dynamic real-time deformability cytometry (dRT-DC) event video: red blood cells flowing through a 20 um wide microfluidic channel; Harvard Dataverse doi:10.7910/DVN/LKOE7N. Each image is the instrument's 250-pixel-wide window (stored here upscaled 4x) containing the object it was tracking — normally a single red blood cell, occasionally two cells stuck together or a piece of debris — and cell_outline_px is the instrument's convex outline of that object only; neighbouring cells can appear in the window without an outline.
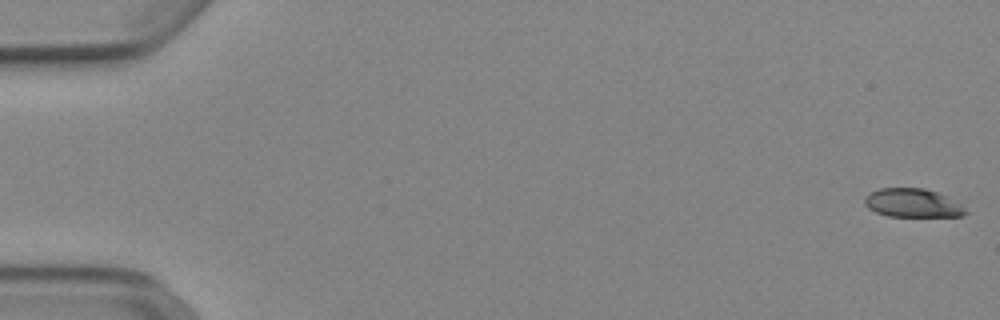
{"species": "Egyptian fruit bat (a non-hibernating species)", "species_latin": "Rousettus aegyptiacus", "temperature_condition": "cold", "stored_images_in_passage": 52, "camera_frame_rate_fps": 3000, "um_per_image_px": 0.085, "animal": {"sex": "female"}, "frame": {"image": 1, "passage_image": 1, "time_ms": 0.0, "image_size_px": [1000, 320], "cell_outline_px": [[968, 212], [960, 216], [888, 216], [876, 212], [868, 208], [864, 204], [864, 200], [872, 192], [880, 188], [924, 188], [948, 196], [960, 204]], "centroid_in_image_um": [77.58, 17.25], "position_along_channel_um": 7.4, "area_um2": 16.65}}
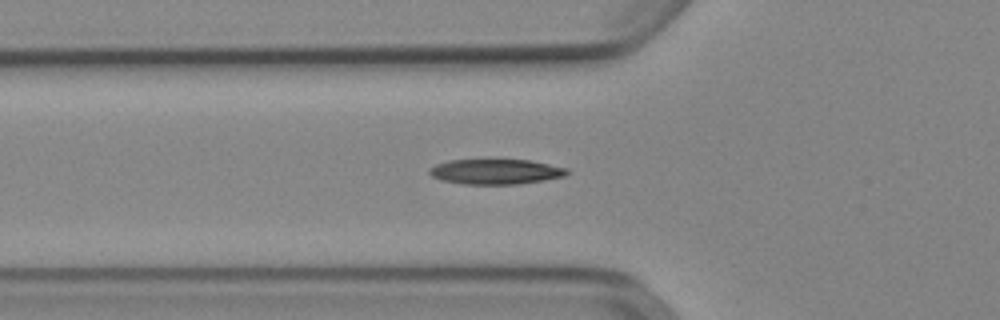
{"frame": {"image": 2, "passage_image": 19, "time_ms": 6.0, "image_size_px": [1000, 320], "cell_outline_px": [[572, 172], [564, 176], [544, 180], [516, 184], [460, 184], [440, 180], [432, 176], [428, 172], [428, 168], [436, 164], [448, 160], [484, 156], [532, 160], [568, 168]], "centroid_in_image_um": [42.1, 14.53], "position_along_channel_um": 83.7, "area_um2": 21.56}}
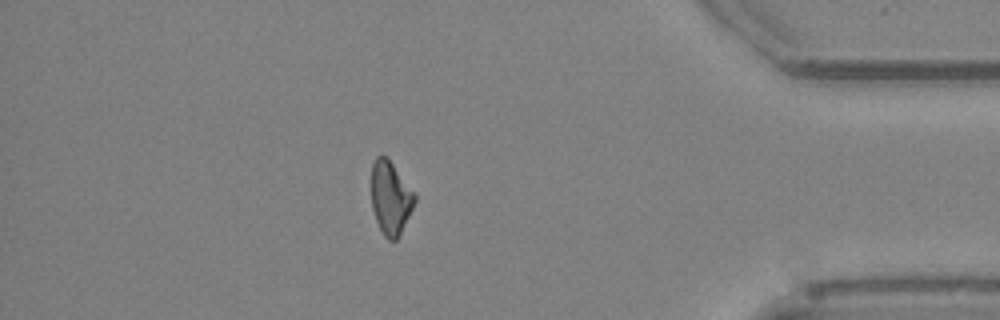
{"frame": {"image": 3, "passage_image": 46, "time_ms": 15.0, "image_size_px": [1000, 320], "cell_outline_px": [[416, 200], [400, 236], [396, 240], [388, 240], [384, 236], [376, 220], [372, 208], [372, 164], [376, 156], [384, 156], [392, 164], [416, 192]], "centroid_in_image_um": [33.21, 16.84], "position_along_channel_um": 402.0, "area_um2": 18.44}, "authors_computed_cell_mechanics": {"area_um2": 19.2763, "velocity_mm_per_s": 3.9294, "shape_relaxation_time_tau1_ms": 4.9497, "shape_relaxation_time_tau2_ms": 10.5825, "deformation_change_tau1": 0.1379, "deformation_change_tau2": 0.1995}}